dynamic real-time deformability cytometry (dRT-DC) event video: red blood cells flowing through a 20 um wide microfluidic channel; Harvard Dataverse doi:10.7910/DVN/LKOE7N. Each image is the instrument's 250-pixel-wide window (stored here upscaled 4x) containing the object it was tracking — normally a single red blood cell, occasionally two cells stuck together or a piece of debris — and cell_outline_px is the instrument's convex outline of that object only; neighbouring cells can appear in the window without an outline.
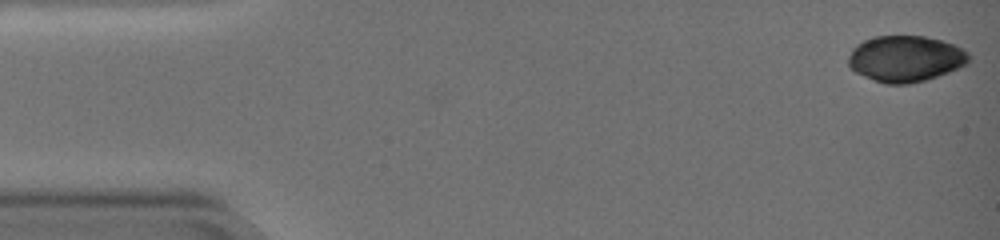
{"species": "common noctule bat (a hibernating species)", "species_latin": "Nyctalus noctula", "temperature_condition": "warm", "stored_images_in_passage": 58, "camera_frame_rate_fps": 3000, "um_per_image_px": 0.085, "animal": {"sex": "female", "body_mass_g": 19.0, "forearm_length_mm": 51.5}, "frame": {"image": 1, "passage_image": 1, "time_ms": 0.0, "image_size_px": [1000, 240], "cell_outline_px": [[972, 60], [968, 64], [948, 72], [924, 80], [908, 84], [884, 84], [864, 76], [856, 72], [848, 64], [848, 56], [852, 48], [856, 44], [864, 40], [876, 36], [924, 36], [940, 40], [952, 44], [968, 52], [972, 56]], "centroid_in_image_um": [76.97, 4.99], "position_along_channel_um": 8.0, "area_um2": 32.43}}
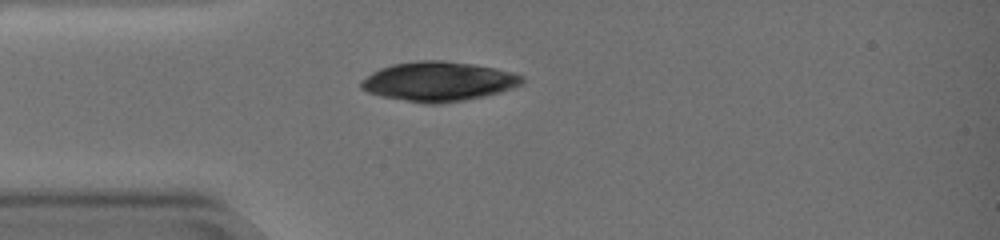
{"frame": {"image": 2, "passage_image": 16, "time_ms": 5.0, "image_size_px": [1000, 240], "cell_outline_px": [[524, 84], [500, 92], [484, 96], [464, 100], [440, 104], [424, 104], [380, 96], [368, 92], [360, 88], [360, 80], [372, 72], [380, 68], [392, 64], [420, 60], [440, 60], [472, 64], [496, 68], [512, 72], [524, 76]], "centroid_in_image_um": [37.26, 6.93], "position_along_channel_um": 47.7, "area_um2": 37.28}}